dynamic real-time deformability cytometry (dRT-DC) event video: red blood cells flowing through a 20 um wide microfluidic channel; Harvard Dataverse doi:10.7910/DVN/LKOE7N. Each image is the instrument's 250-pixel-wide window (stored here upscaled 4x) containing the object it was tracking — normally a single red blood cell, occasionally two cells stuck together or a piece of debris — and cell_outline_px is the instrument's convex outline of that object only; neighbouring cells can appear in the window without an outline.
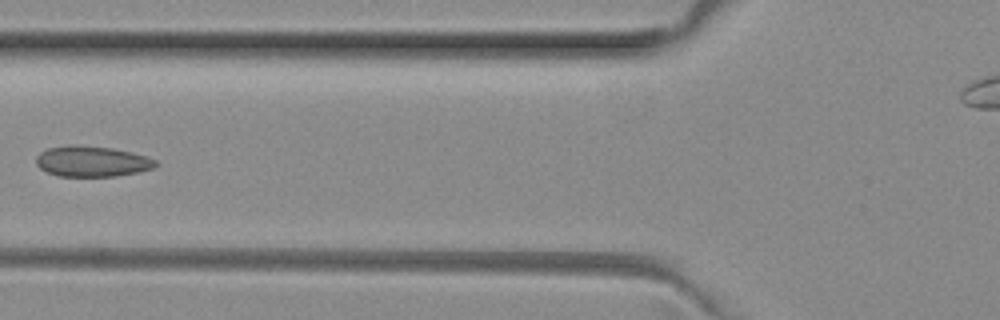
{"species": "common noctule bat (a hibernating species)", "species_latin": "Nyctalus noctula", "temperature_condition": "room temperature", "stored_images_in_passage": 6, "segment_of_instrument_passage": [1, 2], "camera_frame_rate_fps": 3000, "um_per_image_px": 0.085, "animal": {"sex": "female", "body_mass_g": 29.2, "forearm_length_mm": 56.3}, "frame": {"image": 1, "passage_image": 4, "time_ms": 1.0, "image_size_px": [1000, 320], "cell_outline_px": [[160, 164], [152, 168], [136, 172], [116, 176], [60, 176], [48, 172], [40, 168], [36, 164], [36, 156], [40, 152], [48, 148], [72, 144], [112, 148], [132, 152], [156, 160]], "centroid_in_image_um": [7.8, 13.71], "position_along_channel_um": 118.0, "area_um2": 21.27}}
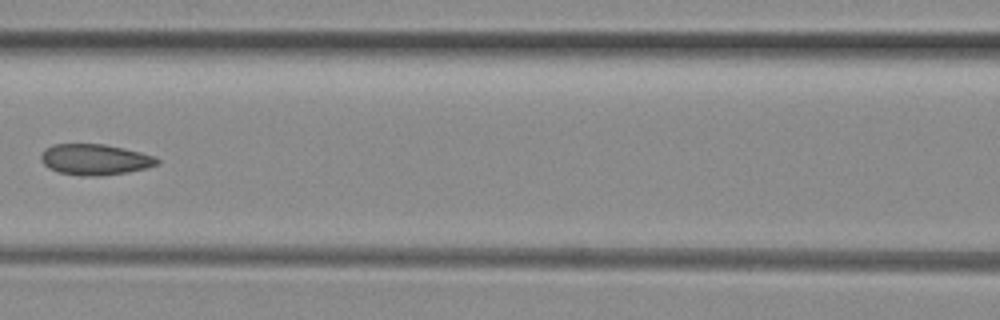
{"frame": {"image": 2, "passage_image": 5, "time_ms": 1.333, "image_size_px": [1000, 320], "cell_outline_px": [[160, 164], [148, 168], [128, 172], [96, 176], [84, 176], [56, 172], [48, 168], [40, 160], [40, 152], [44, 148], [52, 144], [104, 144], [124, 148], [156, 156], [160, 160]], "centroid_in_image_um": [8.06, 13.56], "position_along_channel_um": 158.5, "area_um2": 21.27}}